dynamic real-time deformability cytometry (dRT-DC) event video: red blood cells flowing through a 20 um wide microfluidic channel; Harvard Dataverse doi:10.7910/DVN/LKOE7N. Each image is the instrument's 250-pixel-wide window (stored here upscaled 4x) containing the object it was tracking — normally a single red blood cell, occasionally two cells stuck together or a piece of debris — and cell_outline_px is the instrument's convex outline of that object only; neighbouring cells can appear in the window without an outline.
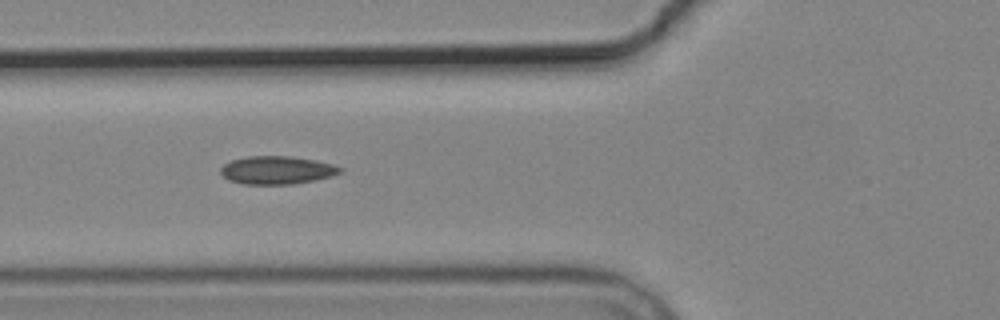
{"species": "common noctule bat (a hibernating species)", "species_latin": "Nyctalus noctula", "temperature_condition": "cold", "stored_images_in_passage": 6, "camera_frame_rate_fps": 3000, "um_per_image_px": 0.085, "animal": {"sex": "male", "body_mass_g": 19.2, "forearm_length_mm": 51.8}, "frame": {"image": 1, "passage_image": 3, "time_ms": 2.333, "image_size_px": [1000, 320], "cell_outline_px": [[344, 172], [332, 176], [316, 180], [292, 184], [244, 184], [228, 180], [220, 172], [220, 168], [224, 164], [232, 160], [248, 156], [292, 156], [316, 160], [332, 164], [344, 168]], "centroid_in_image_um": [23.58, 14.46], "position_along_channel_um": 102.2, "area_um2": 19.71}}
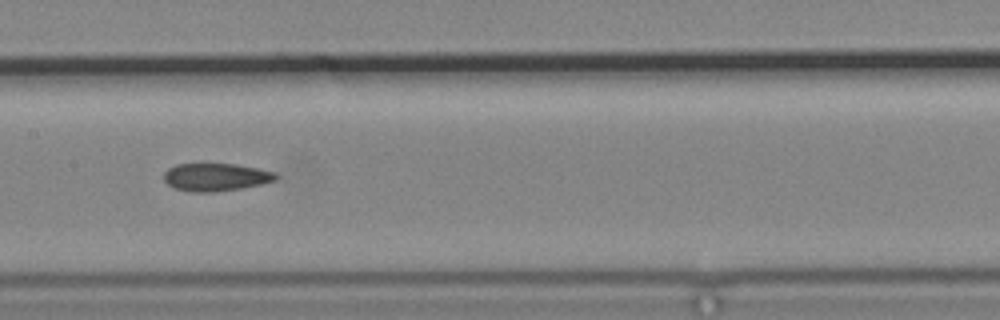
{"frame": {"image": 2, "passage_image": 5, "time_ms": 4.667, "image_size_px": [1000, 320], "cell_outline_px": [[280, 176], [276, 180], [264, 184], [216, 192], [192, 192], [176, 188], [168, 184], [164, 180], [164, 172], [168, 168], [176, 164], [236, 164], [276, 172]], "centroid_in_image_um": [18.38, 15.05], "position_along_channel_um": 189.0, "area_um2": 18.21}}
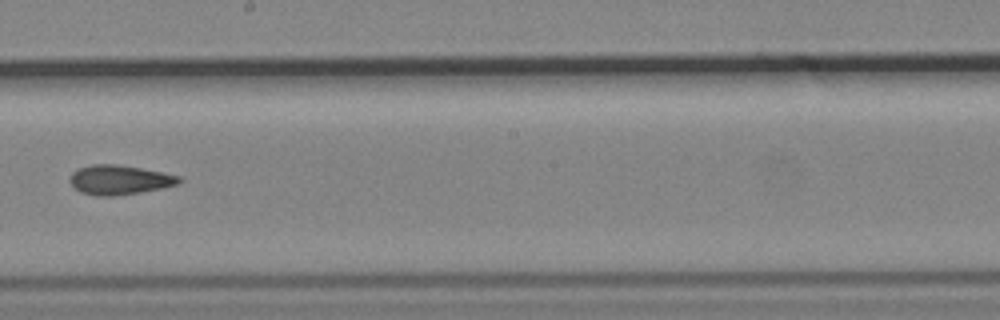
{"frame": {"image": 3, "passage_image": 6, "time_ms": 6.0, "image_size_px": [1000, 320], "cell_outline_px": [[184, 180], [180, 184], [140, 192], [116, 196], [96, 196], [80, 192], [68, 180], [72, 172], [80, 168], [92, 164], [116, 164], [140, 168], [180, 176]], "centroid_in_image_um": [10.15, 15.29], "position_along_channel_um": 238.0, "area_um2": 18.73}}